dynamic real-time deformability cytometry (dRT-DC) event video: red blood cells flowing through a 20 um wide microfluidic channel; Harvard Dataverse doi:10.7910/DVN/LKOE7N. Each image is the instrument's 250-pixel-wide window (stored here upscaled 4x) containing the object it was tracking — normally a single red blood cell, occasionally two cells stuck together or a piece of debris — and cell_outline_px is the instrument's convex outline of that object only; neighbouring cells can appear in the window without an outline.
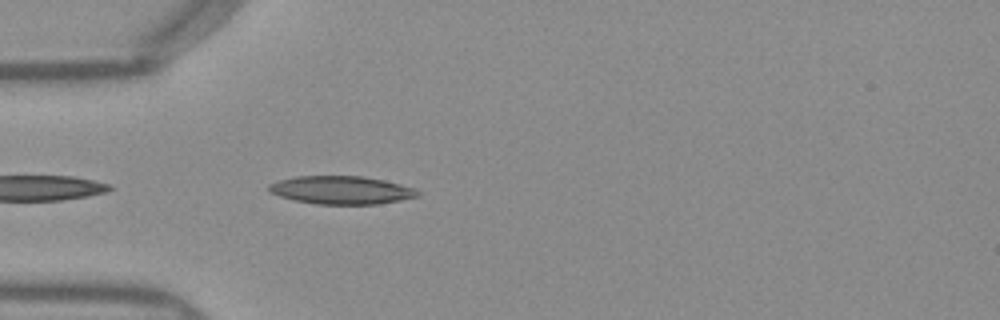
{"species": "Egyptian fruit bat (a non-hibernating species)", "species_latin": "Rousettus aegyptiacus", "temperature_condition": "warm", "stored_images_in_passage": 5, "camera_frame_rate_fps": 3000, "um_per_image_px": 0.085, "frame": {"image": 1, "passage_image": 2, "time_ms": 0.333, "image_size_px": [1000, 320], "cell_outline_px": [[420, 196], [400, 200], [376, 204], [316, 204], [296, 200], [280, 196], [268, 192], [268, 184], [280, 180], [296, 176], [364, 176], [384, 180], [400, 184], [412, 188], [420, 192]], "centroid_in_image_um": [29.0, 16.15], "position_along_channel_um": 56.0, "area_um2": 24.28}}